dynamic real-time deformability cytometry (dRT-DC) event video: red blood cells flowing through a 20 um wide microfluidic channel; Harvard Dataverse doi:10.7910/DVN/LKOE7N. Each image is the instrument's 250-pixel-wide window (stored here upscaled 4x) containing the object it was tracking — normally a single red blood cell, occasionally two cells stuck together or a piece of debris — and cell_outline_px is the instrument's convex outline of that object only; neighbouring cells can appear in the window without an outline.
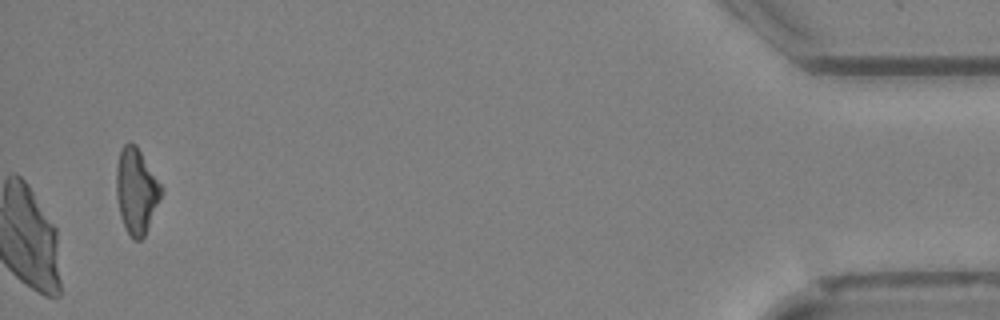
{"species": "Egyptian fruit bat (a non-hibernating species)", "species_latin": "Rousettus aegyptiacus", "temperature_condition": "cold", "stored_images_in_passage": 37, "camera_frame_rate_fps": 3000, "um_per_image_px": 0.085, "animal": {"sex": "female"}, "frame": {"image": 1, "passage_image": 37, "time_ms": 12.0, "image_size_px": [1000, 320], "cell_outline_px": [[164, 192], [144, 236], [140, 240], [132, 240], [120, 216], [116, 196], [116, 168], [120, 148], [124, 144], [136, 144], [164, 188]], "centroid_in_image_um": [11.6, 16.22], "position_along_channel_um": 423.6, "area_um2": 22.54}}